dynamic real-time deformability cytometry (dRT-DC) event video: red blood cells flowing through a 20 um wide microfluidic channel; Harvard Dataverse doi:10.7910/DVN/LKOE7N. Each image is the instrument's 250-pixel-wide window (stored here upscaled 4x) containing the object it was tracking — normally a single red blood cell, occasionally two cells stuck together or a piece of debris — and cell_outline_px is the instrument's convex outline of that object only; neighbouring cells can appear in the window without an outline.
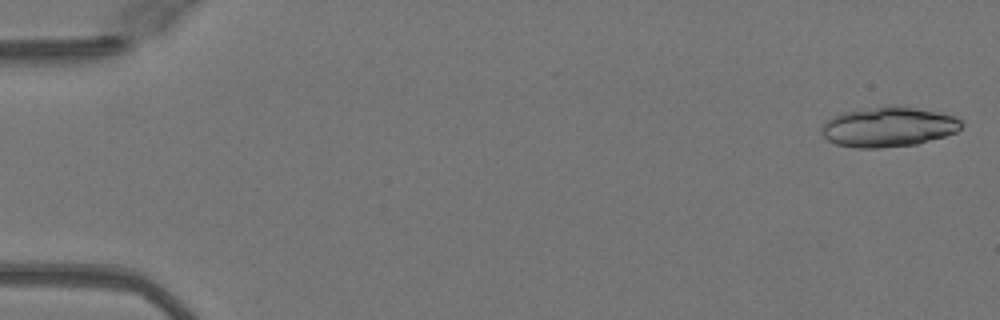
{"species": "Egyptian fruit bat (a non-hibernating species)", "species_latin": "Rousettus aegyptiacus", "temperature_condition": "warm", "stored_images_in_passage": 49, "segment_of_instrument_passage": [1, 2], "camera_frame_rate_fps": 3000, "um_per_image_px": 0.085, "animal": {"sex": "female"}, "frame": {"image": 1, "passage_image": 1, "time_ms": 0.0, "image_size_px": [1000, 320], "cell_outline_px": [[964, 124], [956, 132], [944, 136], [916, 144], [880, 148], [856, 148], [836, 144], [828, 140], [820, 132], [824, 124], [832, 116], [844, 112], [888, 104], [896, 104], [940, 112], [956, 116]], "centroid_in_image_um": [75.53, 10.76], "position_along_channel_um": 9.5, "area_um2": 32.83}}